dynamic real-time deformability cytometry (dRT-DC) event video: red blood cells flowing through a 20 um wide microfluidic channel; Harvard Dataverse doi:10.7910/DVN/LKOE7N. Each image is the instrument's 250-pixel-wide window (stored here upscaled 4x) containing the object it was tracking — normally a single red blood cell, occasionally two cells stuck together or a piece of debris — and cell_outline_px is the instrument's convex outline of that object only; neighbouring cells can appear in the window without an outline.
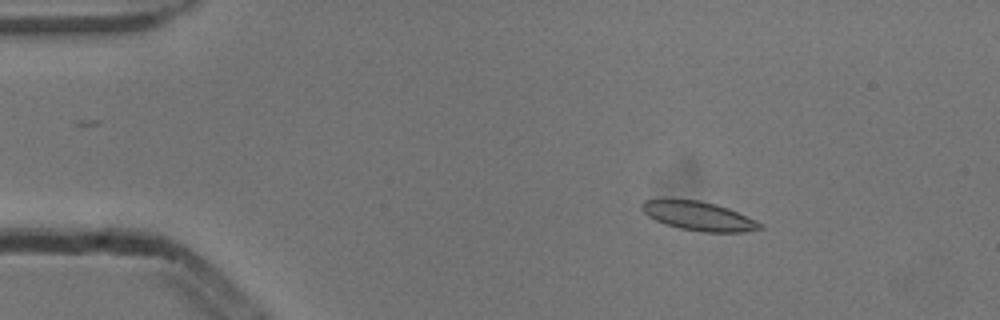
{"species": "common noctule bat (a hibernating species)", "species_latin": "Nyctalus noctula", "temperature_condition": "cold", "stored_images_in_passage": 5, "camera_frame_rate_fps": 3000, "um_per_image_px": 0.085, "animal": {"sex": "male", "body_mass_g": 13.3}, "frame": {"image": 1, "passage_image": 3, "time_ms": 0.667, "image_size_px": [1000, 320], "cell_outline_px": [[764, 228], [744, 232], [700, 232], [680, 228], [664, 224], [648, 216], [640, 208], [640, 204], [644, 200], [700, 200], [716, 204], [728, 208], [756, 220], [764, 224]], "centroid_in_image_um": [59.41, 18.38], "position_along_channel_um": 25.6, "area_um2": 19.94}}